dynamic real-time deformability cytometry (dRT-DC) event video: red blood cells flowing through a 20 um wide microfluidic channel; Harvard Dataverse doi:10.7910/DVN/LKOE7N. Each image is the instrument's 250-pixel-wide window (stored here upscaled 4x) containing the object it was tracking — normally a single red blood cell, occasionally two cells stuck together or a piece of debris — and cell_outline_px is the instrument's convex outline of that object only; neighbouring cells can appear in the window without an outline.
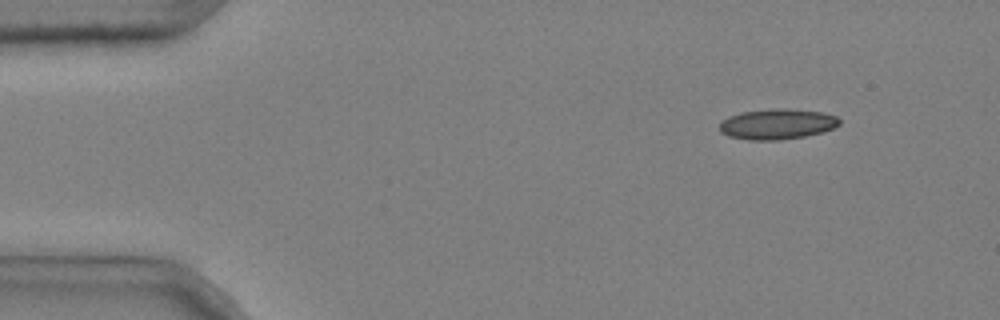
{"species": "common noctule bat (a hibernating species)", "species_latin": "Nyctalus noctula", "temperature_condition": "cold", "stored_images_in_passage": 44, "camera_frame_rate_fps": 3000, "um_per_image_px": 0.085, "animal": {"sex": "male", "body_mass_g": 20.4}, "frame": {"image": 1, "passage_image": 1, "time_ms": 0.0, "image_size_px": [1000, 320], "cell_outline_px": [[840, 124], [832, 128], [820, 132], [804, 136], [780, 140], [748, 140], [728, 136], [720, 132], [720, 120], [728, 116], [740, 112], [776, 108], [784, 108], [824, 112], [836, 116], [840, 120]], "centroid_in_image_um": [66.02, 10.54], "position_along_channel_um": 19.0, "area_um2": 21.39}}
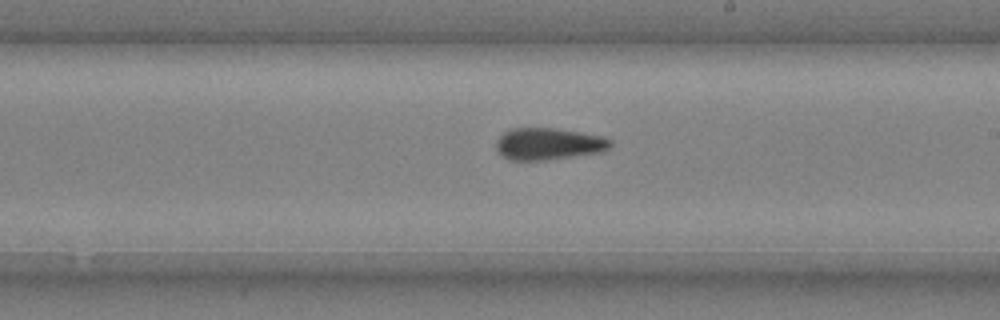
{"frame": {"image": 2, "passage_image": 26, "time_ms": 8.333, "image_size_px": [1000, 320], "cell_outline_px": [[612, 144], [608, 148], [600, 152], [544, 160], [508, 160], [496, 152], [496, 140], [504, 132], [512, 128], [552, 128], [580, 132], [604, 136], [612, 140]], "centroid_in_image_um": [46.59, 12.23], "position_along_channel_um": 242.4, "area_um2": 21.27}}
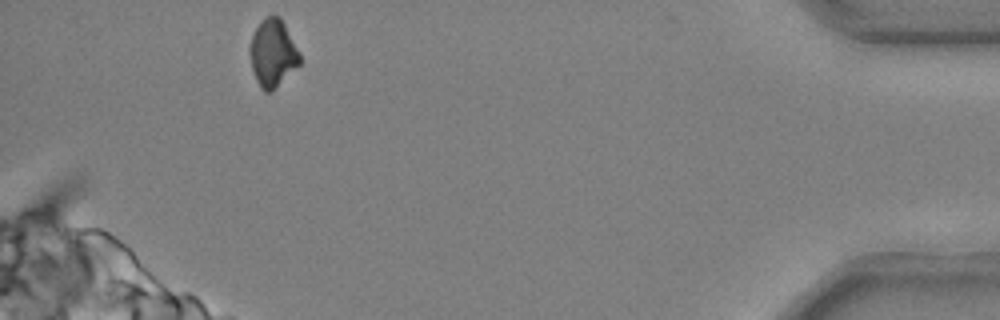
{"frame": {"image": 3, "passage_image": 44, "time_ms": 14.333, "image_size_px": [1000, 320], "cell_outline_px": [[300, 64], [272, 92], [264, 92], [260, 88], [256, 80], [252, 68], [248, 48], [252, 36], [256, 28], [264, 16], [280, 16], [300, 52]], "centroid_in_image_um": [23.18, 4.53], "position_along_channel_um": 412.0, "area_um2": 19.77}, "authors_computed_cell_mechanics": {"area_um2": 21.4149, "velocity_mm_per_s": 3.7014, "shape_relaxation_time_tau1_ms": null, "shape_relaxation_time_tau2_ms": 5.1664, "deformation_change_tau1": null, "deformation_change_tau2": 0.1074}}